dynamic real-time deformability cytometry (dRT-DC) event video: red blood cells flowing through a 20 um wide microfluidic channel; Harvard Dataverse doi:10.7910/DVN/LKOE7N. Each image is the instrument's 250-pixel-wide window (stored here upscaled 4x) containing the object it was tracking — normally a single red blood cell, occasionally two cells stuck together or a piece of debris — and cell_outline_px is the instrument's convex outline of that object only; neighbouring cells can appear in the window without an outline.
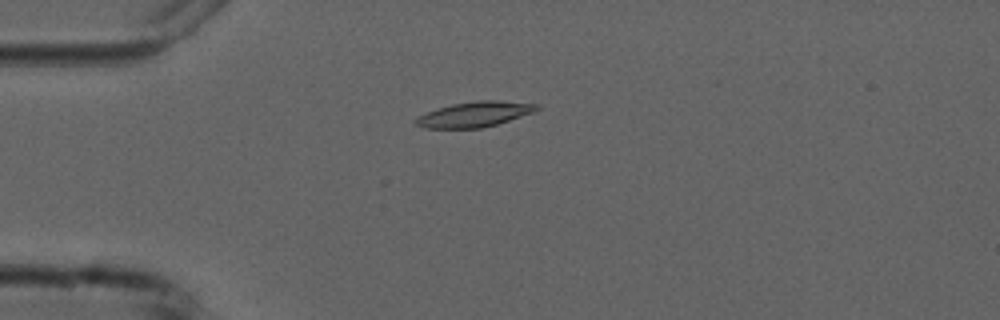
{"species": "common noctule bat (a hibernating species)", "species_latin": "Nyctalus noctula", "temperature_condition": "cold", "stored_images_in_passage": 2, "camera_frame_rate_fps": 3000, "um_per_image_px": 0.085, "animal": {"sex": "male", "forearm_length_mm": 52.5}, "frame": {"image": 1, "passage_image": 1, "time_ms": 0.0, "image_size_px": [1000, 320], "cell_outline_px": [[540, 108], [536, 112], [496, 124], [480, 128], [424, 128], [416, 124], [412, 120], [416, 116], [436, 108], [452, 104], [476, 100], [496, 100], [540, 104]], "centroid_in_image_um": [40.33, 9.7], "position_along_channel_um": 44.7, "area_um2": 18.03}}